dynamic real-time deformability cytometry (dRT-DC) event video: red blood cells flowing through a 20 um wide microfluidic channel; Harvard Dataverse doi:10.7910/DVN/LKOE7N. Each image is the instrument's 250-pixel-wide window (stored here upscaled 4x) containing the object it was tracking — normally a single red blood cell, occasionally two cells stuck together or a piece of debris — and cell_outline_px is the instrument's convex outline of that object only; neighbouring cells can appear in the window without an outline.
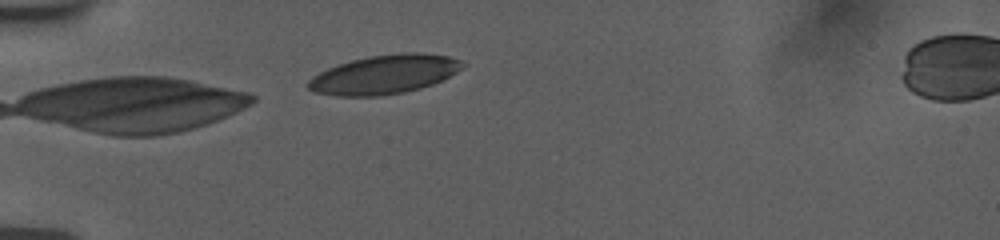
{"species": "human", "species_latin": "Homo sapiens", "temperature_condition": "room temperature", "stored_images_in_passage": 8, "camera_frame_rate_fps": 3000, "um_per_image_px": 0.085, "donor": {"sex": "female"}, "frame": {"image": 1, "passage_image": 1, "time_ms": 0.0, "image_size_px": [1000, 240], "cell_outline_px": [[464, 68], [432, 84], [420, 88], [404, 92], [380, 96], [336, 96], [312, 92], [308, 88], [308, 80], [312, 76], [328, 68], [352, 60], [368, 56], [404, 52], [420, 52], [448, 56], [460, 60], [464, 64]], "centroid_in_image_um": [32.65, 6.33], "position_along_channel_um": 52.3, "area_um2": 34.97}}